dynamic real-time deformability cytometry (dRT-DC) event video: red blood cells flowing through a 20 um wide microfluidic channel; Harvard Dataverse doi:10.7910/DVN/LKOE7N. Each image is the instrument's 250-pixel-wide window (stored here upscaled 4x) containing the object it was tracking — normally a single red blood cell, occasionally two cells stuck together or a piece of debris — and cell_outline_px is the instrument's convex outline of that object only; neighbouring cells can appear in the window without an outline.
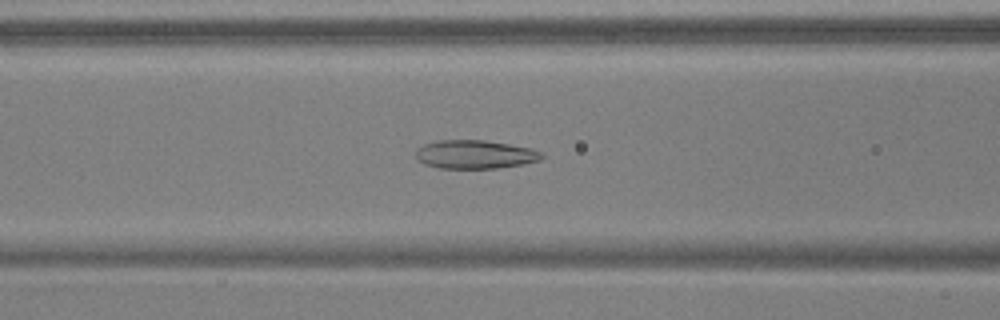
{"species": "common noctule bat (a hibernating species)", "species_latin": "Nyctalus noctula", "temperature_condition": "warm", "stored_images_in_passage": 39, "camera_frame_rate_fps": 3000, "um_per_image_px": 0.085, "animal": {"sex": "male", "body_mass_g": 17.9, "forearm_length_mm": 54.2}, "frame": {"image": 1, "passage_image": 8, "time_ms": 2.333, "image_size_px": [1000, 320], "cell_outline_px": [[544, 156], [540, 160], [524, 164], [496, 168], [440, 168], [424, 164], [416, 160], [416, 152], [424, 144], [436, 140], [484, 140], [532, 148], [544, 152]], "centroid_in_image_um": [40.4, 13.12], "position_along_channel_um": 126.2, "area_um2": 21.04}}
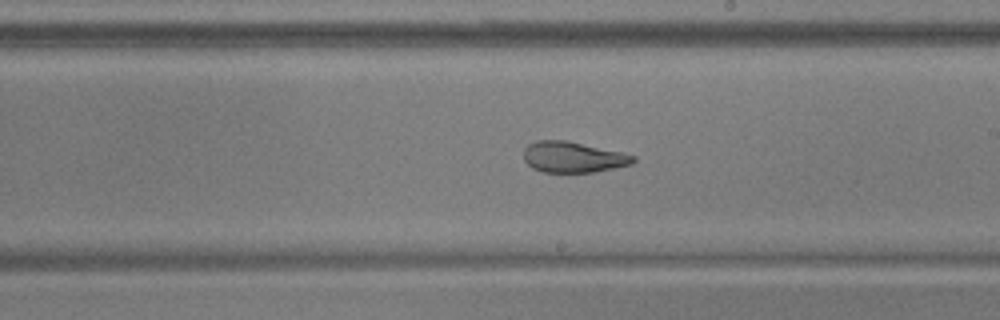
{"frame": {"image": 2, "passage_image": 17, "time_ms": 5.333, "image_size_px": [1000, 320], "cell_outline_px": [[636, 160], [632, 164], [596, 172], [544, 172], [532, 168], [524, 160], [524, 148], [528, 144], [536, 140], [564, 140], [620, 152], [636, 156]], "centroid_in_image_um": [48.69, 13.36], "position_along_channel_um": 240.3, "area_um2": 19.59}}
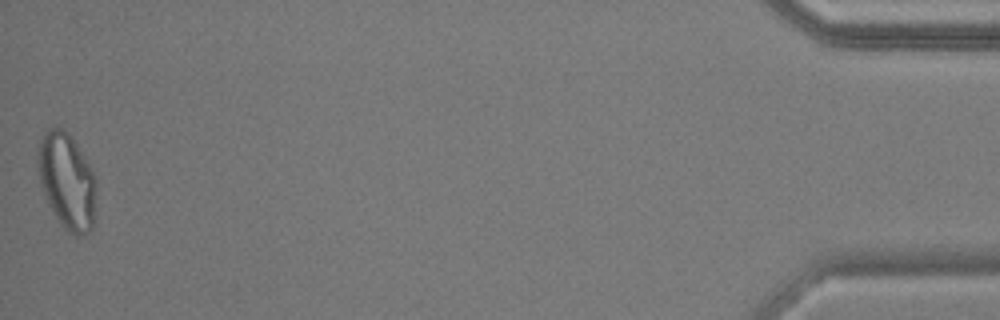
{"frame": {"image": 3, "passage_image": 39, "time_ms": 12.667, "image_size_px": [1000, 320], "cell_outline_px": [[96, 196], [92, 228], [84, 236], [76, 236], [68, 232], [60, 224], [48, 204], [40, 180], [36, 160], [36, 156], [40, 140], [44, 132], [48, 128], [64, 128], [72, 136], [96, 176]], "centroid_in_image_um": [5.69, 15.38], "position_along_channel_um": 429.5, "area_um2": 33.0}, "authors_computed_cell_mechanics": {"area_um2": 21.7906, "velocity_mm_per_s": 3.8067, "shape_relaxation_time_tau1_ms": null, "shape_relaxation_time_tau2_ms": 1.6687, "deformation_change_tau1": null, "deformation_change_tau2": 0.0997}}